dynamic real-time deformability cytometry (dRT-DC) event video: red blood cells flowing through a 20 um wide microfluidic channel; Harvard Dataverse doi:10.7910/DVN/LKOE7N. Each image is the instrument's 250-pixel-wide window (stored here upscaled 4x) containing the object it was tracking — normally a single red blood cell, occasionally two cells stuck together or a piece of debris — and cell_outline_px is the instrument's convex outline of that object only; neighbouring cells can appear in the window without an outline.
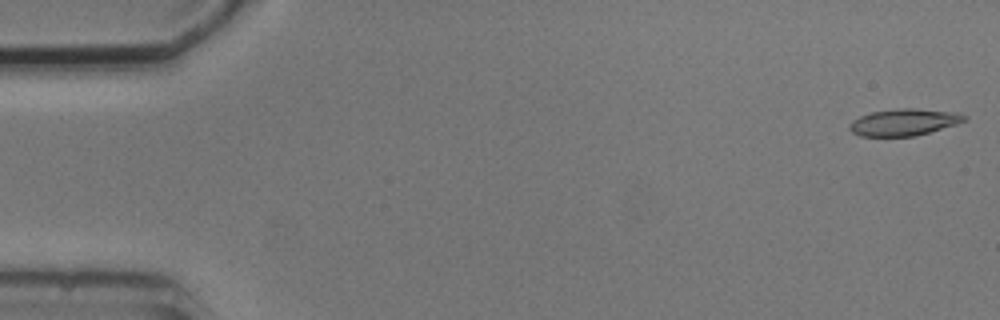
{"species": "common noctule bat (a hibernating species)", "species_latin": "Nyctalus noctula", "temperature_condition": "cold", "stored_images_in_passage": 4, "camera_frame_rate_fps": 3000, "um_per_image_px": 0.085, "animal": {"sex": "male", "body_mass_g": 20.5, "forearm_length_mm": 52.5}, "frame": {"image": 1, "passage_image": 1, "time_ms": 0.0, "image_size_px": [1000, 320], "cell_outline_px": [[968, 120], [956, 124], [916, 136], [860, 136], [852, 132], [848, 128], [848, 124], [852, 120], [860, 116], [872, 112], [900, 108], [912, 108], [960, 112], [968, 116]], "centroid_in_image_um": [76.86, 10.38], "position_along_channel_um": 8.1, "area_um2": 18.09}}
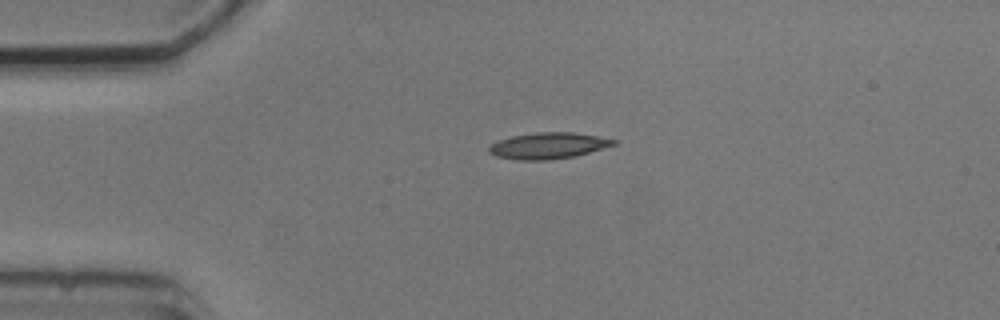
{"frame": {"image": 2, "passage_image": 4, "time_ms": 3.667, "image_size_px": [1000, 320], "cell_outline_px": [[620, 140], [616, 144], [576, 156], [548, 160], [516, 160], [496, 156], [488, 152], [488, 148], [492, 144], [500, 140], [512, 136], [536, 132], [572, 132]], "centroid_in_image_um": [46.61, 12.38], "position_along_channel_um": 38.4, "area_um2": 19.02}}